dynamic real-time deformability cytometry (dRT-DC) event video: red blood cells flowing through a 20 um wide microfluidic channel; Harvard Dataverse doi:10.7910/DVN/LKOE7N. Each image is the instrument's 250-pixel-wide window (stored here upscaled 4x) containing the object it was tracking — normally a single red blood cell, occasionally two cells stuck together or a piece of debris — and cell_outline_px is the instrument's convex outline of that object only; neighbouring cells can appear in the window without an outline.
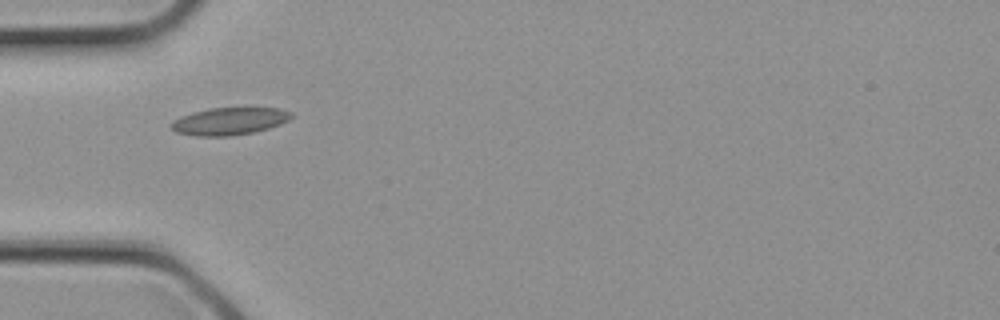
{"species": "common noctule bat (a hibernating species)", "species_latin": "Nyctalus noctula", "temperature_condition": "cold", "stored_images_in_passage": 2, "camera_frame_rate_fps": 3000, "um_per_image_px": 0.085, "animal": {"sex": "female", "body_mass_g": 21.9}, "frame": {"image": 1, "passage_image": 2, "time_ms": 0.333, "image_size_px": [1000, 320], "cell_outline_px": [[292, 116], [288, 120], [280, 124], [268, 128], [252, 132], [232, 136], [196, 136], [176, 132], [168, 124], [172, 120], [180, 116], [192, 112], [208, 108], [280, 108], [292, 112]], "centroid_in_image_um": [19.45, 10.3], "position_along_channel_um": 65.5, "area_um2": 19.25}}